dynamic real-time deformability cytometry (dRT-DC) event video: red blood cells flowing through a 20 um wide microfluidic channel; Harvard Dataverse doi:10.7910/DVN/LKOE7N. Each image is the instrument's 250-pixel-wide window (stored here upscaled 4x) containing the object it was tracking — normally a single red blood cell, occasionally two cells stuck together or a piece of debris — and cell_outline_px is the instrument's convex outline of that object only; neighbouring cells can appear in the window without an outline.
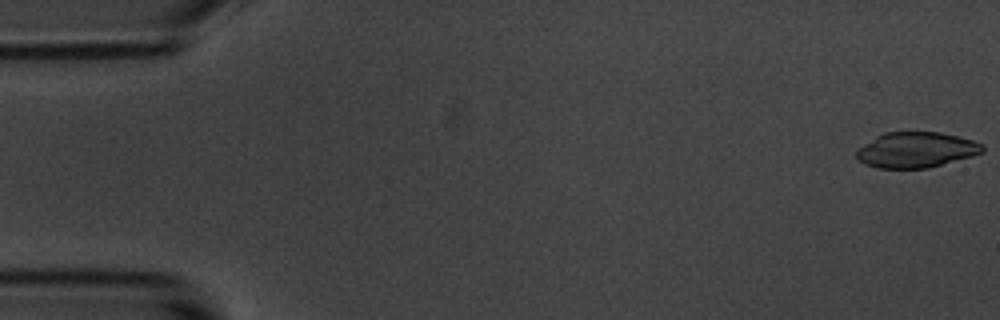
{"species": "common noctule bat (a hibernating species)", "species_latin": "Nyctalus noctula", "temperature_condition": "room temperature", "stored_images_in_passage": 54, "camera_frame_rate_fps": 3000, "um_per_image_px": 0.085, "animal": {"sex": "male", "body_mass_g": 20.1, "forearm_length_mm": 53.5}, "frame": {"image": 1, "passage_image": 1, "time_ms": 0.0, "image_size_px": [1000, 320], "cell_outline_px": [[984, 152], [972, 156], [928, 168], [876, 168], [864, 164], [856, 156], [856, 152], [864, 144], [876, 136], [884, 132], [940, 132], [972, 140], [984, 144]], "centroid_in_image_um": [77.88, 12.74], "position_along_channel_um": 7.1, "area_um2": 26.01}}
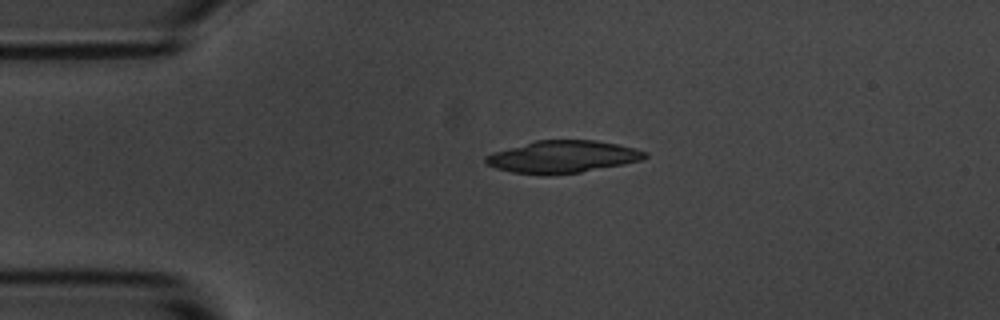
{"frame": {"image": 2, "passage_image": 12, "time_ms": 3.667, "image_size_px": [1000, 320], "cell_outline_px": [[648, 156], [644, 160], [624, 164], [580, 172], [552, 176], [544, 176], [512, 172], [496, 168], [484, 164], [484, 156], [492, 152], [536, 140], [596, 140], [636, 148], [648, 152]], "centroid_in_image_um": [47.81, 13.34], "position_along_channel_um": 37.2, "area_um2": 30.4}}